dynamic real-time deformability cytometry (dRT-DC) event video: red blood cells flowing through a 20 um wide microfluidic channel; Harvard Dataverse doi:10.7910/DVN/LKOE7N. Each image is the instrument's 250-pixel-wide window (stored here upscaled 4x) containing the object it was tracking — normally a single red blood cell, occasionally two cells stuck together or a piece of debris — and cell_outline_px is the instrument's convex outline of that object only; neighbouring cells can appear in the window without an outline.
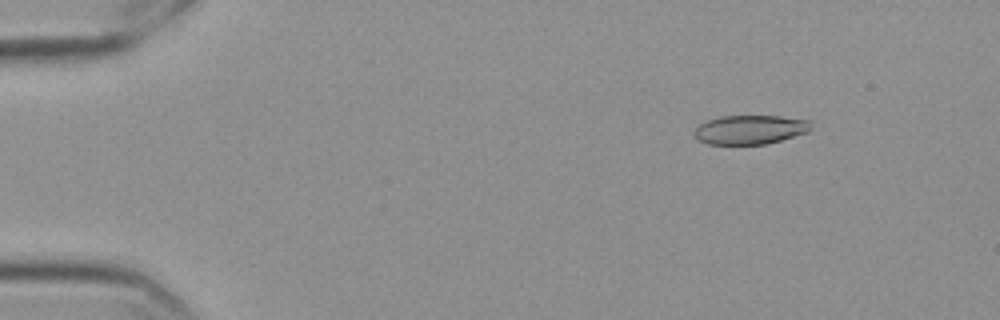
{"species": "Egyptian fruit bat (a non-hibernating species)", "species_latin": "Rousettus aegyptiacus", "temperature_condition": "cold", "stored_images_in_passage": 55, "camera_frame_rate_fps": 3000, "um_per_image_px": 0.085, "frame": {"image": 1, "passage_image": 8, "time_ms": 2.333, "image_size_px": [1000, 320], "cell_outline_px": [[812, 120], [808, 132], [768, 144], [708, 144], [700, 140], [692, 132], [700, 124], [708, 120], [720, 116], [780, 116]], "centroid_in_image_um": [63.78, 11.01], "position_along_channel_um": 21.2, "area_um2": 19.77}}
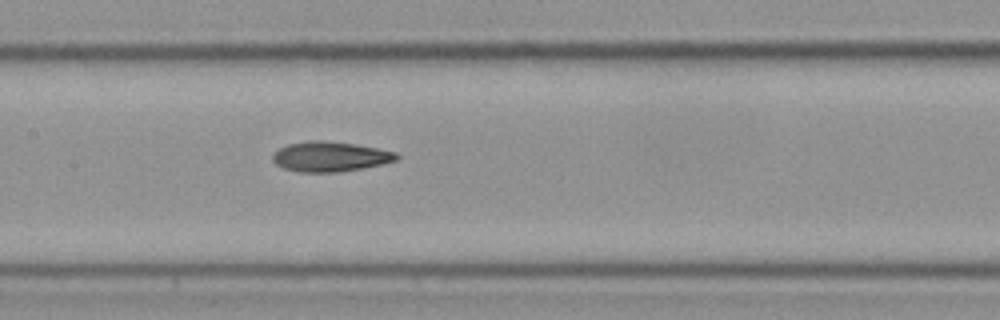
{"frame": {"image": 2, "passage_image": 29, "time_ms": 9.333, "image_size_px": [1000, 320], "cell_outline_px": [[400, 156], [396, 160], [380, 164], [360, 168], [336, 172], [300, 172], [284, 168], [276, 164], [272, 160], [272, 156], [280, 148], [288, 144], [308, 140], [320, 140], [356, 144], [396, 152]], "centroid_in_image_um": [28.04, 13.3], "position_along_channel_um": 179.4, "area_um2": 21.39}}
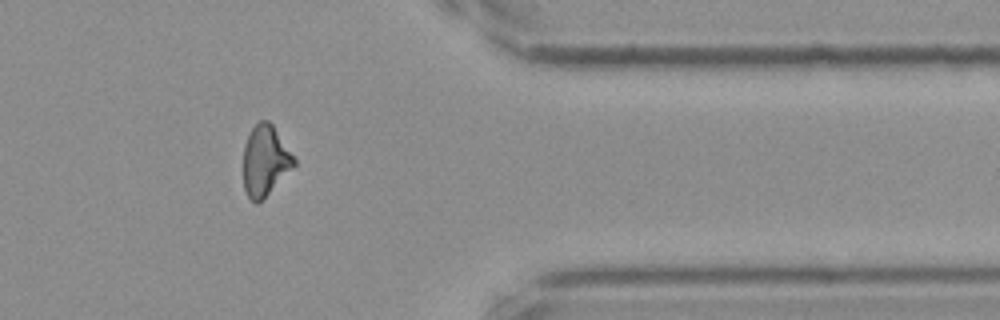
{"frame": {"image": 3, "passage_image": 48, "time_ms": 15.667, "image_size_px": [1000, 320], "cell_outline_px": [[296, 164], [256, 204], [248, 196], [244, 188], [244, 144], [252, 128], [260, 120], [268, 120], [272, 124], [296, 160]], "centroid_in_image_um": [22.52, 13.62], "position_along_channel_um": 388.9, "area_um2": 20.17}, "authors_computed_cell_mechanics": {"area_um2": 20.8658, "velocity_mm_per_s": 3.5573, "shape_relaxation_time_tau1_ms": 4.1325, "shape_relaxation_time_tau2_ms": 2.8086, "deformation_change_tau1": 0.1456, "deformation_change_tau2": 0.1125}}